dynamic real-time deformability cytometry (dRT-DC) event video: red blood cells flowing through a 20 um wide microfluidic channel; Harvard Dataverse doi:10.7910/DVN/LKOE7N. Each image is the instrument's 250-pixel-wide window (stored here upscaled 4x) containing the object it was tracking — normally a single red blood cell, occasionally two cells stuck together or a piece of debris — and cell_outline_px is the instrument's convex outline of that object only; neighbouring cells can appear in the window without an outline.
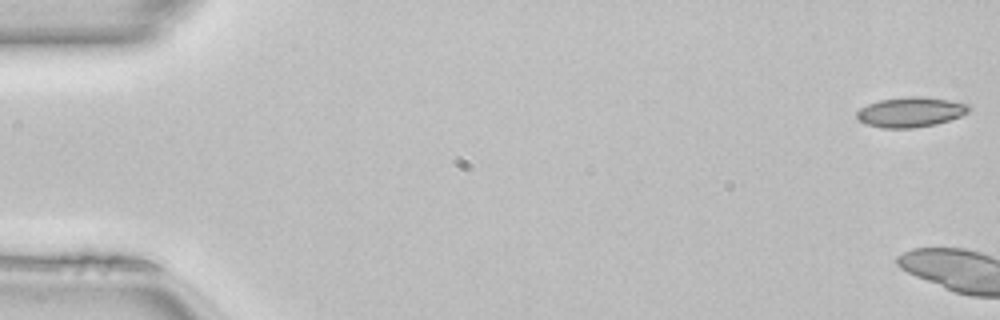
{"species": "common noctule bat (a hibernating species)", "species_latin": "Nyctalus noctula", "temperature_condition": "room temperature", "stored_images_in_passage": 5, "camera_frame_rate_fps": 3000, "um_per_image_px": 0.085, "animal": {"sex": "female", "body_mass_g": 22.7, "forearm_length_mm": 54.2}, "frame": {"image": 1, "passage_image": 1, "time_ms": 0.0, "image_size_px": [1000, 320], "cell_outline_px": [[972, 108], [968, 112], [960, 116], [936, 124], [916, 128], [880, 128], [864, 124], [856, 120], [856, 112], [860, 108], [868, 104], [880, 100], [908, 96], [924, 96], [948, 100], [968, 104]], "centroid_in_image_um": [77.36, 9.53], "position_along_channel_um": 7.6, "area_um2": 19.83}}